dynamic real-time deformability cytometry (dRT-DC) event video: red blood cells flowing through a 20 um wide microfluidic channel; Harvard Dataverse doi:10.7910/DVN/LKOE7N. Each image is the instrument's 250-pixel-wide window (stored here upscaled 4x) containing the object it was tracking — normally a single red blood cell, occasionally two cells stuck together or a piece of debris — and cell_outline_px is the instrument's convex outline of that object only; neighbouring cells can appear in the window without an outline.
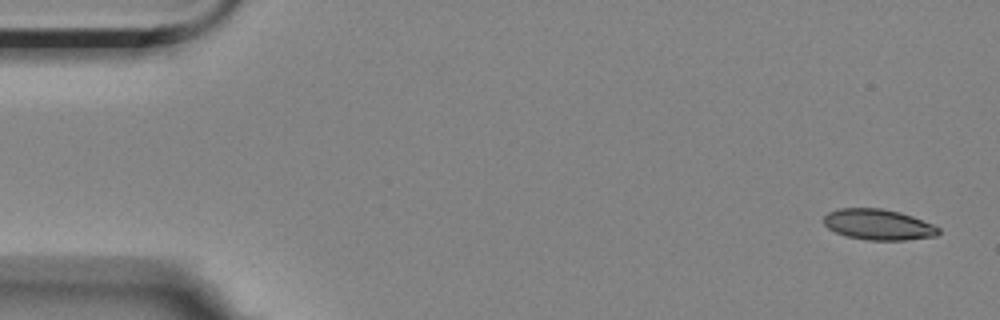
{"species": "Egyptian fruit bat (a non-hibernating species)", "species_latin": "Rousettus aegyptiacus", "temperature_condition": "room temperature", "stored_images_in_passage": 5, "camera_frame_rate_fps": 3000, "um_per_image_px": 0.085, "animal": {"sex": "female"}, "frame": {"image": 1, "passage_image": 1, "time_ms": 0.0, "image_size_px": [1000, 320], "cell_outline_px": [[940, 232], [936, 236], [904, 240], [868, 240], [848, 236], [836, 232], [828, 228], [824, 224], [824, 216], [828, 212], [840, 208], [880, 208], [900, 212], [912, 216], [932, 224], [940, 228]], "centroid_in_image_um": [74.66, 19.08], "position_along_channel_um": 10.3, "area_um2": 20.46}}
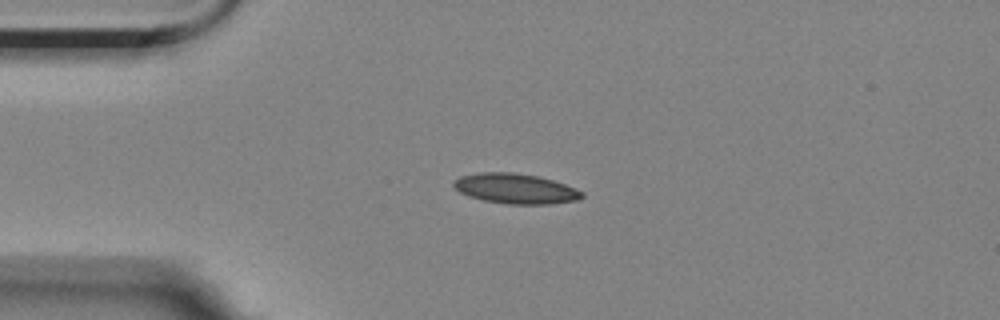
{"frame": {"image": 2, "passage_image": 4, "time_ms": 3.667, "image_size_px": [1000, 320], "cell_outline_px": [[584, 196], [576, 200], [548, 204], [508, 204], [484, 200], [468, 196], [460, 192], [452, 184], [452, 180], [460, 176], [480, 172], [512, 172], [540, 176], [564, 184], [584, 192]], "centroid_in_image_um": [43.79, 16.02], "position_along_channel_um": 41.2, "area_um2": 22.48}}